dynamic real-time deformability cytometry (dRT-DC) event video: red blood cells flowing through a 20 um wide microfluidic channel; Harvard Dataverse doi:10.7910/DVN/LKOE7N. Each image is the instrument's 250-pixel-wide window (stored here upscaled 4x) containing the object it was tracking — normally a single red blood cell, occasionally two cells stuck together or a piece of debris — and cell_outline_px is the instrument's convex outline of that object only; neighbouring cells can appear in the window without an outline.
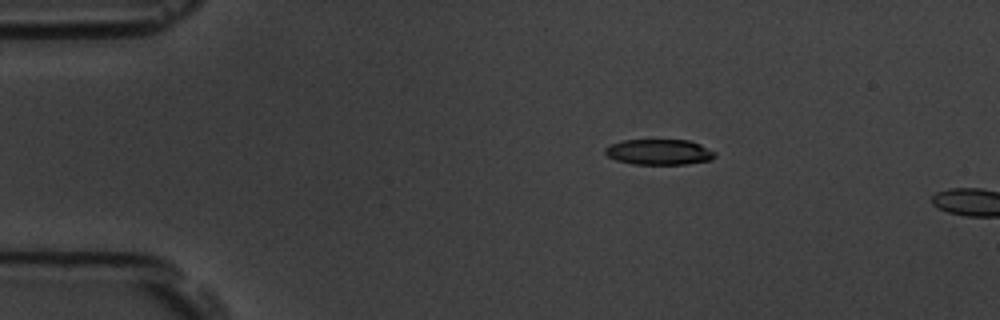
{"species": "common noctule bat (a hibernating species)", "species_latin": "Nyctalus noctula", "temperature_condition": "room temperature", "stored_images_in_passage": 2, "camera_frame_rate_fps": 3000, "um_per_image_px": 0.085, "animal": {"sex": "male", "body_mass_g": 19.5, "forearm_length_mm": 54.6}, "frame": {"image": 1, "passage_image": 1, "time_ms": 0.0, "image_size_px": [1000, 320], "cell_outline_px": [[716, 156], [712, 160], [684, 164], [632, 164], [616, 160], [608, 156], [604, 152], [604, 148], [612, 144], [624, 140], [688, 140], [700, 144], [716, 152]], "centroid_in_image_um": [56.04, 12.92], "position_along_channel_um": 29.0, "area_um2": 16.36}}